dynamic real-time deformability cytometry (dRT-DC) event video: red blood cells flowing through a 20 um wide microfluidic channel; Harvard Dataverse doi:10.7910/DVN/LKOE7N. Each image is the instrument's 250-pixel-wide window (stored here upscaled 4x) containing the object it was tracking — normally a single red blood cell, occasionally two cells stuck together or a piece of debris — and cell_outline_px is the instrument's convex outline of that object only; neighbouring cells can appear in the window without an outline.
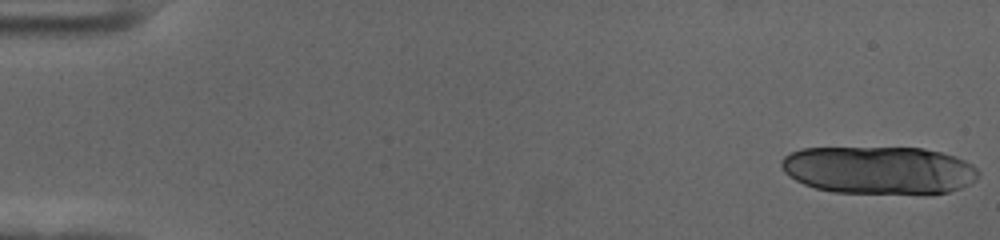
{"species": "human", "species_latin": "Homo sapiens", "temperature_condition": "cold", "stored_images_in_passage": 18, "camera_frame_rate_fps": 3000, "um_per_image_px": 0.085, "donor": {"sex": "female"}, "frame": {"image": 1, "passage_image": 1, "time_ms": 0.0, "image_size_px": [1000, 240], "cell_outline_px": [[980, 176], [976, 180], [960, 188], [948, 192], [924, 196], [832, 192], [816, 188], [804, 184], [788, 176], [784, 172], [780, 164], [780, 160], [784, 156], [800, 148], [924, 148], [956, 156], [972, 164], [980, 172]], "centroid_in_image_um": [74.75, 14.5], "position_along_channel_um": 10.3, "area_um2": 56.18}}